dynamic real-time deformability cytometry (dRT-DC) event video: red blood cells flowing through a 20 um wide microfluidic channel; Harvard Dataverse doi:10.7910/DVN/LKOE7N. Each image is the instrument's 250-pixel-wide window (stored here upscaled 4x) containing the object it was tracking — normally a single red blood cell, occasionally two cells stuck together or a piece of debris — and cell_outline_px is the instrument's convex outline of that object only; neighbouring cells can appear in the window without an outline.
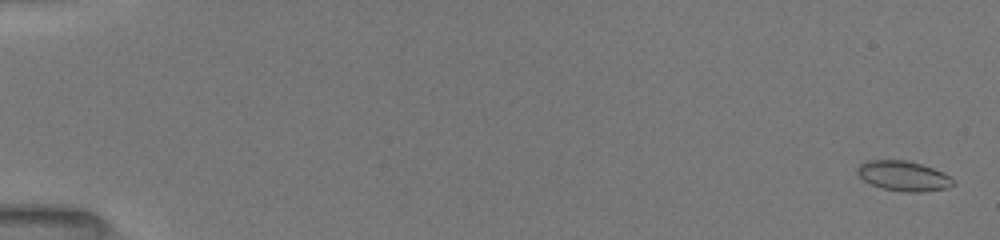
{"species": "common noctule bat (a hibernating species)", "species_latin": "Nyctalus noctula", "temperature_condition": "room temperature", "stored_images_in_passage": 27, "camera_frame_rate_fps": 3000, "um_per_image_px": 0.085, "animal": {"sex": "female", "body_mass_g": 19.5, "forearm_length_mm": 54.1}, "frame": {"image": 1, "passage_image": 1, "time_ms": 0.0, "image_size_px": [1000, 240], "cell_outline_px": [[956, 184], [948, 188], [916, 192], [904, 192], [880, 188], [864, 180], [856, 172], [856, 168], [860, 164], [868, 160], [904, 160], [920, 164], [944, 172], [956, 180]], "centroid_in_image_um": [76.82, 14.96], "position_along_channel_um": 8.2, "area_um2": 16.82}}
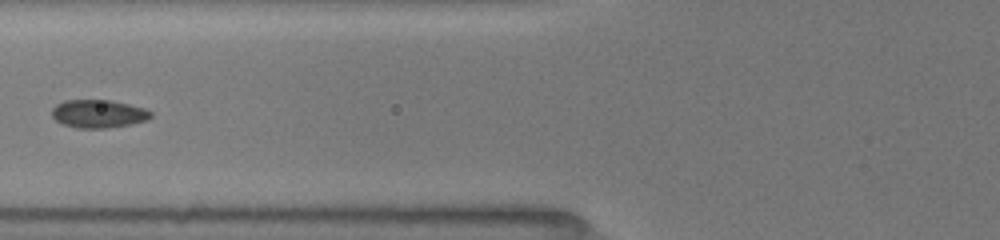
{"frame": {"image": 2, "passage_image": 16, "time_ms": 7.0, "image_size_px": [1000, 240], "cell_outline_px": [[152, 116], [148, 120], [132, 124], [108, 128], [76, 128], [64, 124], [56, 120], [52, 116], [52, 108], [56, 104], [64, 100], [112, 100], [144, 108], [152, 112]], "centroid_in_image_um": [8.38, 9.67], "position_along_channel_um": 117.4, "area_um2": 16.3}}
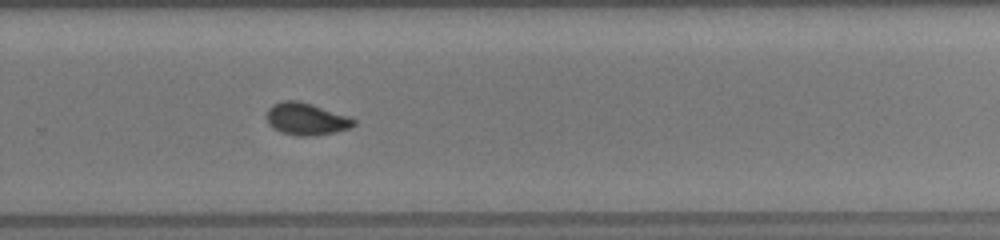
{"frame": {"image": 3, "passage_image": 27, "time_ms": 11.667, "image_size_px": [1000, 240], "cell_outline_px": [[356, 124], [348, 128], [336, 132], [312, 136], [296, 136], [280, 132], [272, 128], [268, 124], [268, 108], [272, 104], [284, 100], [296, 100], [312, 104], [352, 116], [356, 120]], "centroid_in_image_um": [26.06, 10.11], "position_along_channel_um": 303.7, "area_um2": 16.59}}